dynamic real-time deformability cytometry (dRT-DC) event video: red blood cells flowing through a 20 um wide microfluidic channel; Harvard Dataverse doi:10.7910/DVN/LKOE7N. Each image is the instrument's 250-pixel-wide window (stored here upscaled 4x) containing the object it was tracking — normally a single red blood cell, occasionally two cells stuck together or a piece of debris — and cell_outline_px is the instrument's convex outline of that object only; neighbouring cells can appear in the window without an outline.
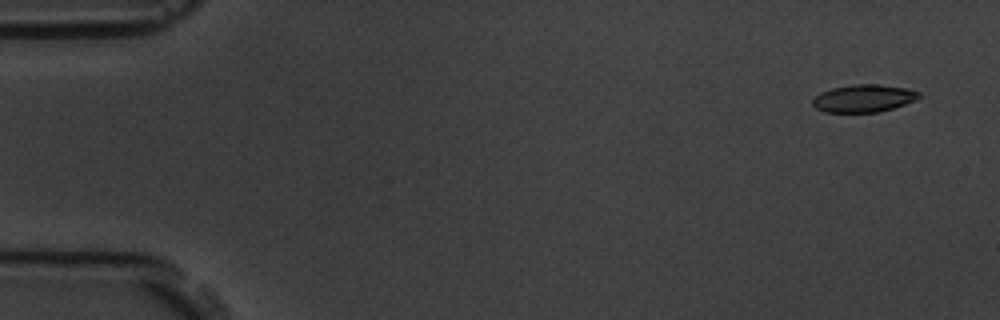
{"species": "common noctule bat (a hibernating species)", "species_latin": "Nyctalus noctula", "temperature_condition": "room temperature", "stored_images_in_passage": 4, "camera_frame_rate_fps": 3000, "um_per_image_px": 0.085, "animal": {"sex": "male", "body_mass_g": 19.5, "forearm_length_mm": 54.6}, "frame": {"image": 1, "passage_image": 1, "time_ms": 0.0, "image_size_px": [1000, 320], "cell_outline_px": [[924, 96], [916, 100], [880, 112], [824, 112], [816, 108], [812, 104], [812, 100], [820, 92], [832, 88], [852, 84], [880, 84], [908, 88], [920, 92]], "centroid_in_image_um": [73.44, 8.35], "position_along_channel_um": 11.6, "area_um2": 17.28}}
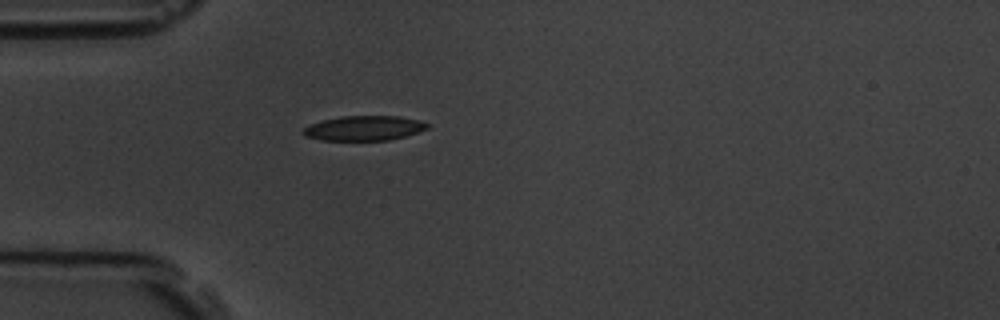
{"frame": {"image": 2, "passage_image": 4, "time_ms": 4.333, "image_size_px": [1000, 320], "cell_outline_px": [[428, 128], [404, 136], [388, 140], [320, 140], [304, 136], [300, 132], [304, 128], [312, 124], [324, 120], [340, 116], [400, 116], [420, 120], [428, 124]], "centroid_in_image_um": [30.92, 10.89], "position_along_channel_um": 54.1, "area_um2": 17.8}}